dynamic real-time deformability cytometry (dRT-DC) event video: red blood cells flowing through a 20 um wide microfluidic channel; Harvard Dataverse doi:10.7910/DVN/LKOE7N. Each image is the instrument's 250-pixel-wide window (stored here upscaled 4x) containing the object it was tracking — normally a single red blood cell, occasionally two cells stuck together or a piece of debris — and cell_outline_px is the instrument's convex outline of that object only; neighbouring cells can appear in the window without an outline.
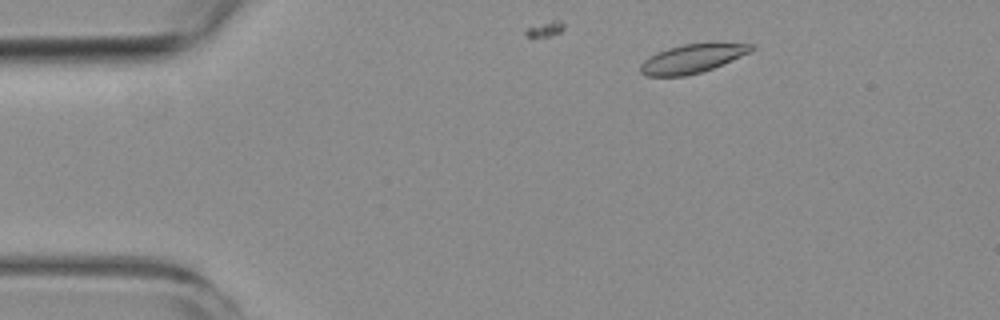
{"species": "common noctule bat (a hibernating species)", "species_latin": "Nyctalus noctula", "temperature_condition": "room temperature", "stored_images_in_passage": 3, "camera_frame_rate_fps": 3000, "um_per_image_px": 0.085, "animal": {"sex": "female", "body_mass_g": 19.3, "forearm_length_mm": 54.1}, "frame": {"image": 1, "passage_image": 1, "time_ms": 0.0, "image_size_px": [1000, 320], "cell_outline_px": [[756, 48], [752, 52], [712, 68], [700, 72], [684, 76], [644, 76], [640, 72], [640, 64], [648, 56], [656, 52], [668, 48], [684, 44], [756, 44]], "centroid_in_image_um": [58.81, 4.99], "position_along_channel_um": 26.2, "area_um2": 18.38}}